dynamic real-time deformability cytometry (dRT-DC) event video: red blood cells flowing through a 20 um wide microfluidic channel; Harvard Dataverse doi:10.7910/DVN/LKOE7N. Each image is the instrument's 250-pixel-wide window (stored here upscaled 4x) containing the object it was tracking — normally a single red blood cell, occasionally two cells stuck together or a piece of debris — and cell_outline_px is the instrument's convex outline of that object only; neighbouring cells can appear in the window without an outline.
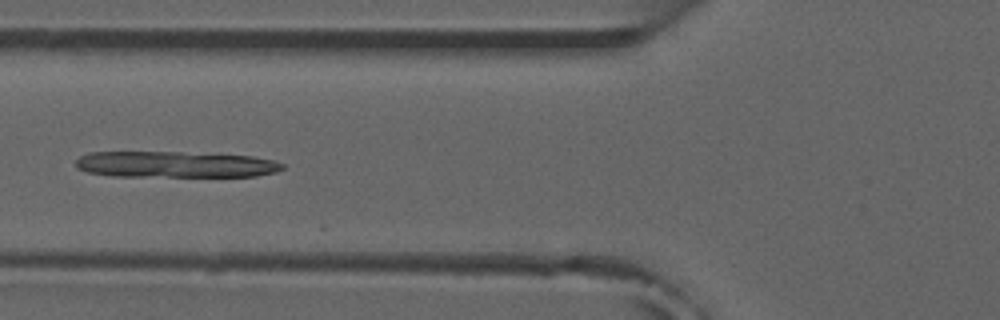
{"species": "common noctule bat (a hibernating species)", "species_latin": "Nyctalus noctula", "temperature_condition": "room temperature", "stored_images_in_passage": 7, "camera_frame_rate_fps": 3000, "um_per_image_px": 0.085, "animal": {"sex": "male", "forearm_length_mm": 52.5}, "frame": {"image": 1, "passage_image": 6, "time_ms": 5.667, "image_size_px": [1000, 320], "cell_outline_px": [[284, 168], [276, 172], [256, 176], [116, 176], [88, 172], [76, 168], [76, 160], [80, 156], [88, 152], [184, 152], [252, 156], [272, 160], [284, 164]], "centroid_in_image_um": [14.89, 13.97], "position_along_channel_um": 110.9, "area_um2": 31.5}}